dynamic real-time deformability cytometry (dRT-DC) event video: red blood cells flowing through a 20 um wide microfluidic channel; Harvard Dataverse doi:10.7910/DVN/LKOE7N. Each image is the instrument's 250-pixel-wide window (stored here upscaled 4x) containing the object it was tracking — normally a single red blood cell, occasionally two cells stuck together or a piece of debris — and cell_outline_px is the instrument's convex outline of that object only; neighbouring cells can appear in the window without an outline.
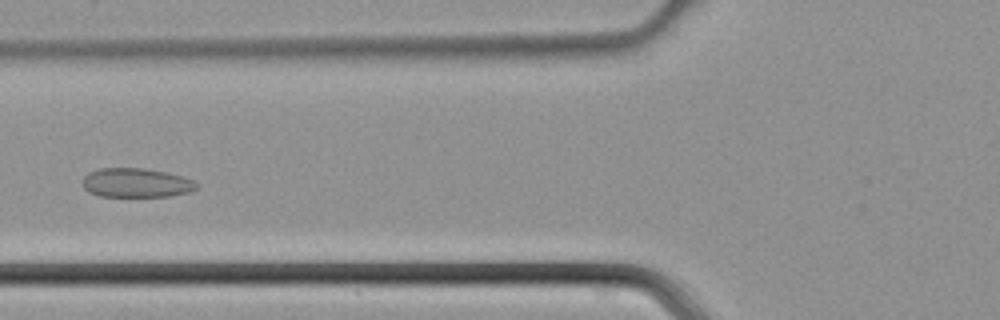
{"species": "common noctule bat (a hibernating species)", "species_latin": "Nyctalus noctula", "temperature_condition": "cold", "stored_images_in_passage": 46, "camera_frame_rate_fps": 3000, "um_per_image_px": 0.085, "animal": {"sex": "male", "body_mass_g": 21.5, "forearm_length_mm": 52.0}, "frame": {"image": 1, "passage_image": 17, "time_ms": 5.333, "image_size_px": [1000, 320], "cell_outline_px": [[200, 184], [196, 188], [188, 192], [168, 196], [100, 196], [88, 192], [84, 188], [84, 176], [88, 172], [100, 168], [140, 168], [164, 172], [184, 176], [196, 180]], "centroid_in_image_um": [11.6, 15.53], "position_along_channel_um": 114.2, "area_um2": 19.36}}
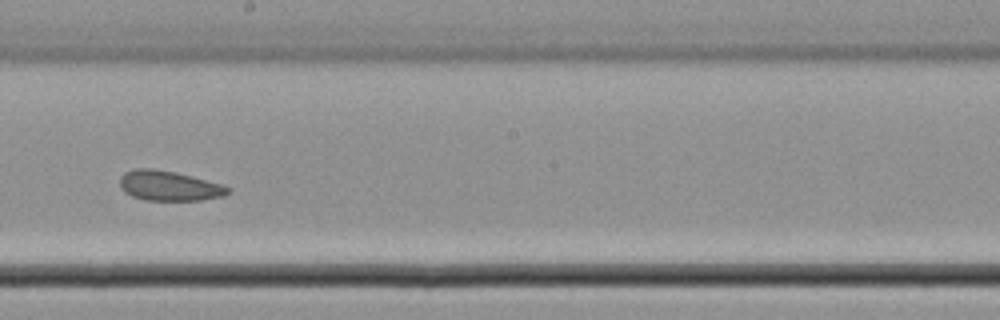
{"frame": {"image": 2, "passage_image": 25, "time_ms": 8.0, "image_size_px": [1000, 320], "cell_outline_px": [[232, 192], [224, 196], [200, 200], [144, 200], [132, 196], [124, 192], [120, 188], [120, 176], [124, 172], [136, 168], [152, 168], [176, 172], [192, 176], [220, 184], [232, 188]], "centroid_in_image_um": [14.36, 15.79], "position_along_channel_um": 233.8, "area_um2": 19.02}}
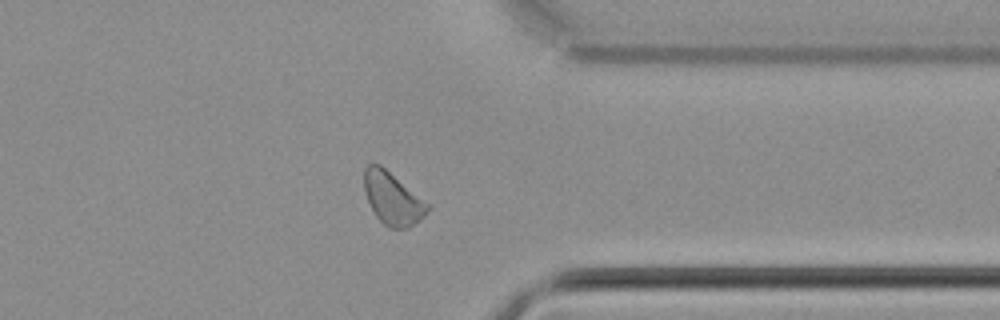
{"frame": {"image": 3, "passage_image": 35, "time_ms": 11.333, "image_size_px": [1000, 320], "cell_outline_px": [[432, 208], [424, 216], [408, 228], [388, 228], [376, 216], [364, 192], [364, 168], [368, 164], [380, 164], [432, 204]], "centroid_in_image_um": [33.41, 16.86], "position_along_channel_um": 378.0, "area_um2": 19.65}}